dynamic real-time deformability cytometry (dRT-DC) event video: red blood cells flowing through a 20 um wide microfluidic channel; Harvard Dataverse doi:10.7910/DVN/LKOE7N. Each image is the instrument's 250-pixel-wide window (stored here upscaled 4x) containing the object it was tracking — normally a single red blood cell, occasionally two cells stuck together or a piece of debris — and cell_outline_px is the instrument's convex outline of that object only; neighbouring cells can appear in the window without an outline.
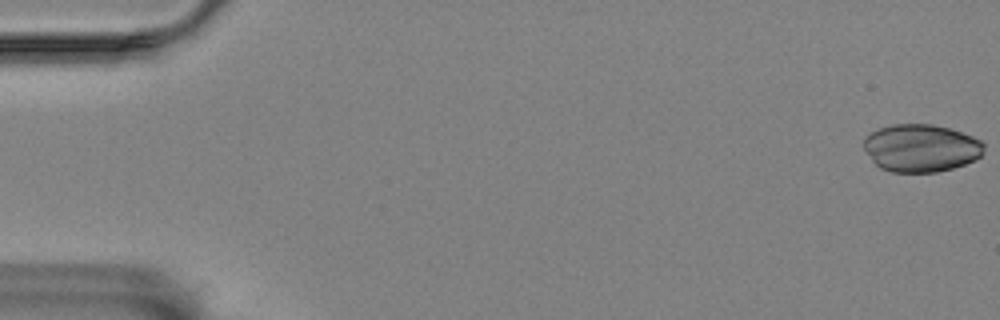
{"species": "Egyptian fruit bat (a non-hibernating species)", "species_latin": "Rousettus aegyptiacus", "temperature_condition": "room temperature", "stored_images_in_passage": 57, "camera_frame_rate_fps": 3000, "um_per_image_px": 0.085, "animal": {"sex": "female"}, "frame": {"image": 1, "passage_image": 1, "time_ms": 0.0, "image_size_px": [1000, 320], "cell_outline_px": [[984, 152], [976, 160], [952, 168], [936, 172], [892, 172], [880, 168], [872, 160], [864, 148], [864, 140], [872, 132], [880, 128], [892, 124], [932, 124], [948, 128], [972, 136], [980, 140], [984, 144]], "centroid_in_image_um": [78.3, 12.59], "position_along_channel_um": 6.7, "area_um2": 33.23}}